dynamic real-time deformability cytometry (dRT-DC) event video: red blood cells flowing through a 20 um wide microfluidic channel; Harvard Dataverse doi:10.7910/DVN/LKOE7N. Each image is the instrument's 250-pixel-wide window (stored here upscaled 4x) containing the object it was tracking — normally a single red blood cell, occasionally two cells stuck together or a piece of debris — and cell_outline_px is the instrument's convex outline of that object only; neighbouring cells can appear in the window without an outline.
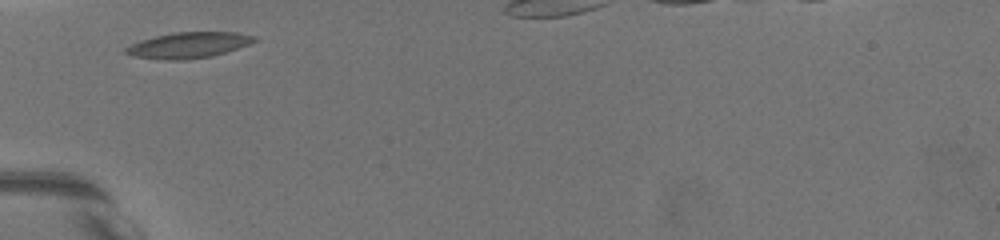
{"species": "common noctule bat (a hibernating species)", "species_latin": "Nyctalus noctula", "temperature_condition": "warm", "stored_images_in_passage": 7, "camera_frame_rate_fps": 3000, "um_per_image_px": 0.085, "animal": {"sex": "female", "body_mass_g": 19.5, "forearm_length_mm": 54.1}, "frame": {"image": 1, "passage_image": 1, "time_ms": 0.0, "image_size_px": [1000, 240], "cell_outline_px": [[260, 40], [212, 56], [188, 60], [164, 60], [132, 56], [124, 52], [124, 48], [140, 40], [172, 32], [236, 32], [256, 36]], "centroid_in_image_um": [16.02, 3.84], "position_along_channel_um": 69.0, "area_um2": 19.42}}